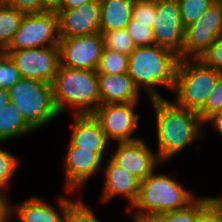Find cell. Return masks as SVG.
<instances>
[{
  "mask_svg": "<svg viewBox=\"0 0 222 222\" xmlns=\"http://www.w3.org/2000/svg\"><path fill=\"white\" fill-rule=\"evenodd\" d=\"M156 116L157 156L167 163L195 140L203 137V126L198 112L188 110L166 98L150 99ZM202 132V133H201Z\"/></svg>",
  "mask_w": 222,
  "mask_h": 222,
  "instance_id": "obj_1",
  "label": "cell"
},
{
  "mask_svg": "<svg viewBox=\"0 0 222 222\" xmlns=\"http://www.w3.org/2000/svg\"><path fill=\"white\" fill-rule=\"evenodd\" d=\"M128 75L139 89L146 90L149 99L163 98L157 87L173 90L178 55L158 45L139 46L128 56Z\"/></svg>",
  "mask_w": 222,
  "mask_h": 222,
  "instance_id": "obj_2",
  "label": "cell"
},
{
  "mask_svg": "<svg viewBox=\"0 0 222 222\" xmlns=\"http://www.w3.org/2000/svg\"><path fill=\"white\" fill-rule=\"evenodd\" d=\"M155 168L144 180L140 181L137 200L127 211L133 221L152 220L155 216L185 208L196 197L174 178Z\"/></svg>",
  "mask_w": 222,
  "mask_h": 222,
  "instance_id": "obj_3",
  "label": "cell"
},
{
  "mask_svg": "<svg viewBox=\"0 0 222 222\" xmlns=\"http://www.w3.org/2000/svg\"><path fill=\"white\" fill-rule=\"evenodd\" d=\"M52 87L60 115L72 110L74 115L93 114L101 104L97 71L59 65Z\"/></svg>",
  "mask_w": 222,
  "mask_h": 222,
  "instance_id": "obj_4",
  "label": "cell"
},
{
  "mask_svg": "<svg viewBox=\"0 0 222 222\" xmlns=\"http://www.w3.org/2000/svg\"><path fill=\"white\" fill-rule=\"evenodd\" d=\"M219 72L200 59L179 60L172 90L176 97L173 101L188 110L199 112L212 92Z\"/></svg>",
  "mask_w": 222,
  "mask_h": 222,
  "instance_id": "obj_5",
  "label": "cell"
},
{
  "mask_svg": "<svg viewBox=\"0 0 222 222\" xmlns=\"http://www.w3.org/2000/svg\"><path fill=\"white\" fill-rule=\"evenodd\" d=\"M8 90L11 102L35 131L60 116L53 99L52 84L20 78Z\"/></svg>",
  "mask_w": 222,
  "mask_h": 222,
  "instance_id": "obj_6",
  "label": "cell"
},
{
  "mask_svg": "<svg viewBox=\"0 0 222 222\" xmlns=\"http://www.w3.org/2000/svg\"><path fill=\"white\" fill-rule=\"evenodd\" d=\"M60 41L56 12L25 14L10 45L5 50L58 46Z\"/></svg>",
  "mask_w": 222,
  "mask_h": 222,
  "instance_id": "obj_7",
  "label": "cell"
},
{
  "mask_svg": "<svg viewBox=\"0 0 222 222\" xmlns=\"http://www.w3.org/2000/svg\"><path fill=\"white\" fill-rule=\"evenodd\" d=\"M222 34V6L216 0L193 24L185 27L181 60L200 59Z\"/></svg>",
  "mask_w": 222,
  "mask_h": 222,
  "instance_id": "obj_8",
  "label": "cell"
},
{
  "mask_svg": "<svg viewBox=\"0 0 222 222\" xmlns=\"http://www.w3.org/2000/svg\"><path fill=\"white\" fill-rule=\"evenodd\" d=\"M138 102L100 104L93 113L99 121L107 140L117 143L134 142L142 138L132 137L139 128L140 115L135 113Z\"/></svg>",
  "mask_w": 222,
  "mask_h": 222,
  "instance_id": "obj_9",
  "label": "cell"
},
{
  "mask_svg": "<svg viewBox=\"0 0 222 222\" xmlns=\"http://www.w3.org/2000/svg\"><path fill=\"white\" fill-rule=\"evenodd\" d=\"M4 53L14 62L21 78L53 83L60 65L58 46L4 50Z\"/></svg>",
  "mask_w": 222,
  "mask_h": 222,
  "instance_id": "obj_10",
  "label": "cell"
},
{
  "mask_svg": "<svg viewBox=\"0 0 222 222\" xmlns=\"http://www.w3.org/2000/svg\"><path fill=\"white\" fill-rule=\"evenodd\" d=\"M58 47L61 66L94 71H97L104 49L101 33L60 38Z\"/></svg>",
  "mask_w": 222,
  "mask_h": 222,
  "instance_id": "obj_11",
  "label": "cell"
},
{
  "mask_svg": "<svg viewBox=\"0 0 222 222\" xmlns=\"http://www.w3.org/2000/svg\"><path fill=\"white\" fill-rule=\"evenodd\" d=\"M184 25L177 0H156L153 33L156 45L172 50L181 60Z\"/></svg>",
  "mask_w": 222,
  "mask_h": 222,
  "instance_id": "obj_12",
  "label": "cell"
},
{
  "mask_svg": "<svg viewBox=\"0 0 222 222\" xmlns=\"http://www.w3.org/2000/svg\"><path fill=\"white\" fill-rule=\"evenodd\" d=\"M67 149L64 159L65 191L74 194V191L84 187L94 174L103 170L102 163L108 152H95L75 146H68Z\"/></svg>",
  "mask_w": 222,
  "mask_h": 222,
  "instance_id": "obj_13",
  "label": "cell"
},
{
  "mask_svg": "<svg viewBox=\"0 0 222 222\" xmlns=\"http://www.w3.org/2000/svg\"><path fill=\"white\" fill-rule=\"evenodd\" d=\"M60 38L100 33L101 1L93 0L74 9L57 12Z\"/></svg>",
  "mask_w": 222,
  "mask_h": 222,
  "instance_id": "obj_14",
  "label": "cell"
},
{
  "mask_svg": "<svg viewBox=\"0 0 222 222\" xmlns=\"http://www.w3.org/2000/svg\"><path fill=\"white\" fill-rule=\"evenodd\" d=\"M109 154L116 164L125 168L140 181L144 180L159 165L164 164L143 139L118 143L116 151Z\"/></svg>",
  "mask_w": 222,
  "mask_h": 222,
  "instance_id": "obj_15",
  "label": "cell"
},
{
  "mask_svg": "<svg viewBox=\"0 0 222 222\" xmlns=\"http://www.w3.org/2000/svg\"><path fill=\"white\" fill-rule=\"evenodd\" d=\"M104 162L107 164L103 168L105 180L102 189V203L110 202L115 196H121L128 200L127 210L130 209L137 200L140 180L116 164L110 157Z\"/></svg>",
  "mask_w": 222,
  "mask_h": 222,
  "instance_id": "obj_16",
  "label": "cell"
},
{
  "mask_svg": "<svg viewBox=\"0 0 222 222\" xmlns=\"http://www.w3.org/2000/svg\"><path fill=\"white\" fill-rule=\"evenodd\" d=\"M58 200L61 214L55 210V206L32 194L27 201L11 205L10 218L13 222H63L66 209L73 200L67 196Z\"/></svg>",
  "mask_w": 222,
  "mask_h": 222,
  "instance_id": "obj_17",
  "label": "cell"
},
{
  "mask_svg": "<svg viewBox=\"0 0 222 222\" xmlns=\"http://www.w3.org/2000/svg\"><path fill=\"white\" fill-rule=\"evenodd\" d=\"M68 146L95 152H108L111 144L93 114L74 115Z\"/></svg>",
  "mask_w": 222,
  "mask_h": 222,
  "instance_id": "obj_18",
  "label": "cell"
},
{
  "mask_svg": "<svg viewBox=\"0 0 222 222\" xmlns=\"http://www.w3.org/2000/svg\"><path fill=\"white\" fill-rule=\"evenodd\" d=\"M101 104L140 102V91L128 73H97Z\"/></svg>",
  "mask_w": 222,
  "mask_h": 222,
  "instance_id": "obj_19",
  "label": "cell"
},
{
  "mask_svg": "<svg viewBox=\"0 0 222 222\" xmlns=\"http://www.w3.org/2000/svg\"><path fill=\"white\" fill-rule=\"evenodd\" d=\"M100 33L125 29L132 19L135 0H100Z\"/></svg>",
  "mask_w": 222,
  "mask_h": 222,
  "instance_id": "obj_20",
  "label": "cell"
},
{
  "mask_svg": "<svg viewBox=\"0 0 222 222\" xmlns=\"http://www.w3.org/2000/svg\"><path fill=\"white\" fill-rule=\"evenodd\" d=\"M34 130L12 102L0 108V143L28 135Z\"/></svg>",
  "mask_w": 222,
  "mask_h": 222,
  "instance_id": "obj_21",
  "label": "cell"
},
{
  "mask_svg": "<svg viewBox=\"0 0 222 222\" xmlns=\"http://www.w3.org/2000/svg\"><path fill=\"white\" fill-rule=\"evenodd\" d=\"M24 16V12L0 2V49L10 45Z\"/></svg>",
  "mask_w": 222,
  "mask_h": 222,
  "instance_id": "obj_22",
  "label": "cell"
},
{
  "mask_svg": "<svg viewBox=\"0 0 222 222\" xmlns=\"http://www.w3.org/2000/svg\"><path fill=\"white\" fill-rule=\"evenodd\" d=\"M211 200V197L198 196L185 208L161 213L155 216L153 222H197L199 211Z\"/></svg>",
  "mask_w": 222,
  "mask_h": 222,
  "instance_id": "obj_23",
  "label": "cell"
},
{
  "mask_svg": "<svg viewBox=\"0 0 222 222\" xmlns=\"http://www.w3.org/2000/svg\"><path fill=\"white\" fill-rule=\"evenodd\" d=\"M105 49L129 56L136 48L126 29H117L101 33Z\"/></svg>",
  "mask_w": 222,
  "mask_h": 222,
  "instance_id": "obj_24",
  "label": "cell"
},
{
  "mask_svg": "<svg viewBox=\"0 0 222 222\" xmlns=\"http://www.w3.org/2000/svg\"><path fill=\"white\" fill-rule=\"evenodd\" d=\"M129 57L116 51L103 49L97 73L122 74L128 72Z\"/></svg>",
  "mask_w": 222,
  "mask_h": 222,
  "instance_id": "obj_25",
  "label": "cell"
},
{
  "mask_svg": "<svg viewBox=\"0 0 222 222\" xmlns=\"http://www.w3.org/2000/svg\"><path fill=\"white\" fill-rule=\"evenodd\" d=\"M184 28L193 24L216 0H177Z\"/></svg>",
  "mask_w": 222,
  "mask_h": 222,
  "instance_id": "obj_26",
  "label": "cell"
},
{
  "mask_svg": "<svg viewBox=\"0 0 222 222\" xmlns=\"http://www.w3.org/2000/svg\"><path fill=\"white\" fill-rule=\"evenodd\" d=\"M222 109V72L218 73L215 86L206 100L204 107L198 112L206 123Z\"/></svg>",
  "mask_w": 222,
  "mask_h": 222,
  "instance_id": "obj_27",
  "label": "cell"
},
{
  "mask_svg": "<svg viewBox=\"0 0 222 222\" xmlns=\"http://www.w3.org/2000/svg\"><path fill=\"white\" fill-rule=\"evenodd\" d=\"M18 157L10 153L6 149L0 148V189L7 191L9 189L11 179L15 175L19 167Z\"/></svg>",
  "mask_w": 222,
  "mask_h": 222,
  "instance_id": "obj_28",
  "label": "cell"
},
{
  "mask_svg": "<svg viewBox=\"0 0 222 222\" xmlns=\"http://www.w3.org/2000/svg\"><path fill=\"white\" fill-rule=\"evenodd\" d=\"M63 222H101L90 206L81 200L72 201L66 209Z\"/></svg>",
  "mask_w": 222,
  "mask_h": 222,
  "instance_id": "obj_29",
  "label": "cell"
},
{
  "mask_svg": "<svg viewBox=\"0 0 222 222\" xmlns=\"http://www.w3.org/2000/svg\"><path fill=\"white\" fill-rule=\"evenodd\" d=\"M125 29L136 47L156 45L150 24L135 23V19L132 18Z\"/></svg>",
  "mask_w": 222,
  "mask_h": 222,
  "instance_id": "obj_30",
  "label": "cell"
},
{
  "mask_svg": "<svg viewBox=\"0 0 222 222\" xmlns=\"http://www.w3.org/2000/svg\"><path fill=\"white\" fill-rule=\"evenodd\" d=\"M156 14V0H135L132 18L135 23L150 24L153 27V22Z\"/></svg>",
  "mask_w": 222,
  "mask_h": 222,
  "instance_id": "obj_31",
  "label": "cell"
},
{
  "mask_svg": "<svg viewBox=\"0 0 222 222\" xmlns=\"http://www.w3.org/2000/svg\"><path fill=\"white\" fill-rule=\"evenodd\" d=\"M21 78L11 58L3 53L0 56V88L9 89Z\"/></svg>",
  "mask_w": 222,
  "mask_h": 222,
  "instance_id": "obj_32",
  "label": "cell"
},
{
  "mask_svg": "<svg viewBox=\"0 0 222 222\" xmlns=\"http://www.w3.org/2000/svg\"><path fill=\"white\" fill-rule=\"evenodd\" d=\"M200 60L206 66L222 72V34L216 38V41L200 57Z\"/></svg>",
  "mask_w": 222,
  "mask_h": 222,
  "instance_id": "obj_33",
  "label": "cell"
},
{
  "mask_svg": "<svg viewBox=\"0 0 222 222\" xmlns=\"http://www.w3.org/2000/svg\"><path fill=\"white\" fill-rule=\"evenodd\" d=\"M0 2L25 14L42 12V0H0Z\"/></svg>",
  "mask_w": 222,
  "mask_h": 222,
  "instance_id": "obj_34",
  "label": "cell"
},
{
  "mask_svg": "<svg viewBox=\"0 0 222 222\" xmlns=\"http://www.w3.org/2000/svg\"><path fill=\"white\" fill-rule=\"evenodd\" d=\"M197 222H222V210L211 199L198 213Z\"/></svg>",
  "mask_w": 222,
  "mask_h": 222,
  "instance_id": "obj_35",
  "label": "cell"
},
{
  "mask_svg": "<svg viewBox=\"0 0 222 222\" xmlns=\"http://www.w3.org/2000/svg\"><path fill=\"white\" fill-rule=\"evenodd\" d=\"M4 190L0 189V222H9L11 217V204Z\"/></svg>",
  "mask_w": 222,
  "mask_h": 222,
  "instance_id": "obj_36",
  "label": "cell"
},
{
  "mask_svg": "<svg viewBox=\"0 0 222 222\" xmlns=\"http://www.w3.org/2000/svg\"><path fill=\"white\" fill-rule=\"evenodd\" d=\"M63 0H42V12H58L62 8Z\"/></svg>",
  "mask_w": 222,
  "mask_h": 222,
  "instance_id": "obj_37",
  "label": "cell"
},
{
  "mask_svg": "<svg viewBox=\"0 0 222 222\" xmlns=\"http://www.w3.org/2000/svg\"><path fill=\"white\" fill-rule=\"evenodd\" d=\"M207 124H210L215 131L217 130L220 134H222V109L214 115Z\"/></svg>",
  "mask_w": 222,
  "mask_h": 222,
  "instance_id": "obj_38",
  "label": "cell"
},
{
  "mask_svg": "<svg viewBox=\"0 0 222 222\" xmlns=\"http://www.w3.org/2000/svg\"><path fill=\"white\" fill-rule=\"evenodd\" d=\"M93 0H63L61 9H74Z\"/></svg>",
  "mask_w": 222,
  "mask_h": 222,
  "instance_id": "obj_39",
  "label": "cell"
},
{
  "mask_svg": "<svg viewBox=\"0 0 222 222\" xmlns=\"http://www.w3.org/2000/svg\"><path fill=\"white\" fill-rule=\"evenodd\" d=\"M9 90L0 88V108L5 107L8 103H10Z\"/></svg>",
  "mask_w": 222,
  "mask_h": 222,
  "instance_id": "obj_40",
  "label": "cell"
},
{
  "mask_svg": "<svg viewBox=\"0 0 222 222\" xmlns=\"http://www.w3.org/2000/svg\"><path fill=\"white\" fill-rule=\"evenodd\" d=\"M211 199L219 206V208L222 210V196L220 197H212Z\"/></svg>",
  "mask_w": 222,
  "mask_h": 222,
  "instance_id": "obj_41",
  "label": "cell"
},
{
  "mask_svg": "<svg viewBox=\"0 0 222 222\" xmlns=\"http://www.w3.org/2000/svg\"><path fill=\"white\" fill-rule=\"evenodd\" d=\"M133 222H153L152 220H139V221H133Z\"/></svg>",
  "mask_w": 222,
  "mask_h": 222,
  "instance_id": "obj_42",
  "label": "cell"
},
{
  "mask_svg": "<svg viewBox=\"0 0 222 222\" xmlns=\"http://www.w3.org/2000/svg\"><path fill=\"white\" fill-rule=\"evenodd\" d=\"M4 53V50L0 49V56Z\"/></svg>",
  "mask_w": 222,
  "mask_h": 222,
  "instance_id": "obj_43",
  "label": "cell"
},
{
  "mask_svg": "<svg viewBox=\"0 0 222 222\" xmlns=\"http://www.w3.org/2000/svg\"><path fill=\"white\" fill-rule=\"evenodd\" d=\"M220 4H221V6H222V0H217Z\"/></svg>",
  "mask_w": 222,
  "mask_h": 222,
  "instance_id": "obj_44",
  "label": "cell"
}]
</instances>
